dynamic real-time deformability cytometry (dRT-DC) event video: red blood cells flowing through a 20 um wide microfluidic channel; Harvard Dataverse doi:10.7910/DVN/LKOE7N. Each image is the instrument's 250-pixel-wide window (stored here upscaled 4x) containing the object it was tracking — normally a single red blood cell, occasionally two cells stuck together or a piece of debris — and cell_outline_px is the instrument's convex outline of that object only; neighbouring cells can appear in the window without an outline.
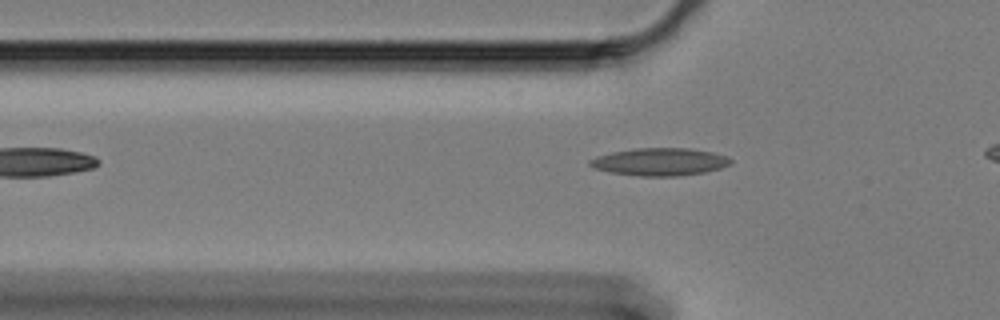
{"species": "Egyptian fruit bat (a non-hibernating species)", "species_latin": "Rousettus aegyptiacus", "temperature_condition": "cold", "stored_images_in_passage": 38, "camera_frame_rate_fps": 3000, "um_per_image_px": 0.085, "animal": {"sex": "female"}, "frame": {"image": 1, "passage_image": 5, "time_ms": 1.333, "image_size_px": [1000, 320], "cell_outline_px": [[732, 164], [720, 168], [704, 172], [680, 176], [640, 176], [608, 172], [596, 168], [588, 164], [588, 160], [596, 156], [612, 152], [636, 148], [688, 148], [712, 152], [728, 156], [732, 160]], "centroid_in_image_um": [56.09, 13.75], "position_along_channel_um": 69.7, "area_um2": 22.72}}
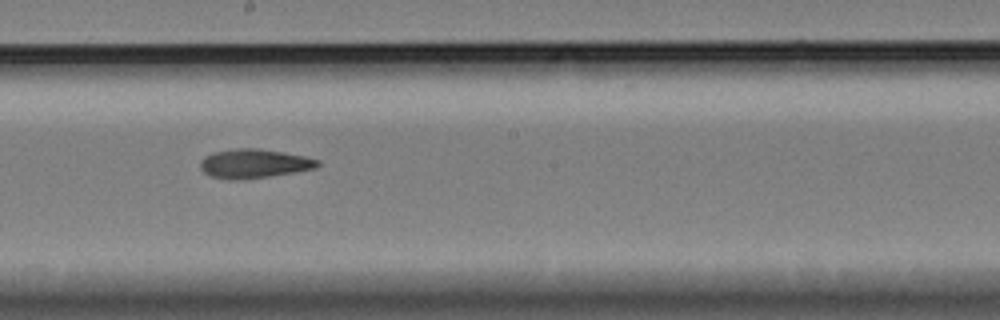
{"frame": {"image": 2, "passage_image": 19, "time_ms": 6.0, "image_size_px": [1000, 320], "cell_outline_px": [[320, 164], [316, 168], [296, 172], [244, 180], [228, 180], [212, 176], [204, 172], [200, 168], [200, 160], [204, 156], [212, 152], [236, 148], [260, 148], [304, 156], [320, 160]], "centroid_in_image_um": [21.58, 13.91], "position_along_channel_um": 226.6, "area_um2": 20.11}}
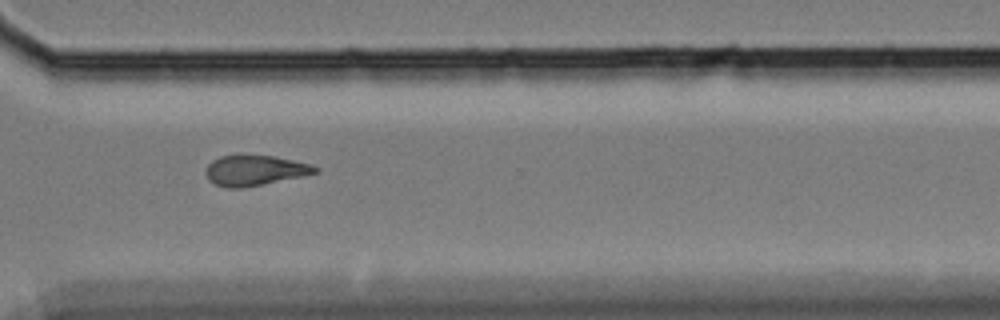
{"frame": {"image": 3, "passage_image": 30, "time_ms": 9.667, "image_size_px": [1000, 320], "cell_outline_px": [[320, 172], [240, 188], [224, 188], [208, 180], [204, 172], [208, 164], [212, 160], [220, 156], [272, 156], [312, 164], [320, 168]], "centroid_in_image_um": [21.63, 14.49], "position_along_channel_um": 349.0, "area_um2": 19.02}, "authors_computed_cell_mechanics": {"area_um2": 19.7676, "velocity_mm_per_s": 3.3446, "shape_relaxation_time_tau1_ms": null, "shape_relaxation_time_tau2_ms": 4.3846, "deformation_change_tau1": null, "deformation_change_tau2": 0.1221}}